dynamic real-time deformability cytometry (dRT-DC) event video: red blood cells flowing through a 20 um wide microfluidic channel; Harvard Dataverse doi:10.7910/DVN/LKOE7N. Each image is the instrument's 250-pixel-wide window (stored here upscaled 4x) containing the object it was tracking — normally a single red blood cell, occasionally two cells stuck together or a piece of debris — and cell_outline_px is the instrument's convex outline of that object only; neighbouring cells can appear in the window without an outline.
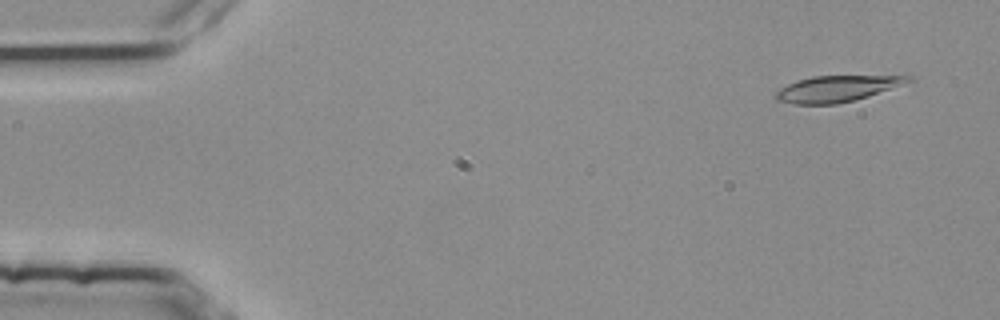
{"species": "common noctule bat (a hibernating species)", "species_latin": "Nyctalus noctula", "temperature_condition": "room temperature", "stored_images_in_passage": 54, "camera_frame_rate_fps": 3000, "um_per_image_px": 0.085, "animal": {"sex": "female", "body_mass_g": 25.1}, "frame": {"image": 1, "passage_image": 4, "time_ms": 1.0, "image_size_px": [1000, 320], "cell_outline_px": [[916, 80], [856, 100], [836, 104], [792, 104], [776, 100], [776, 92], [780, 88], [788, 84], [812, 76], [912, 76]], "centroid_in_image_um": [71.15, 7.54], "position_along_channel_um": 13.8, "area_um2": 20.0}}
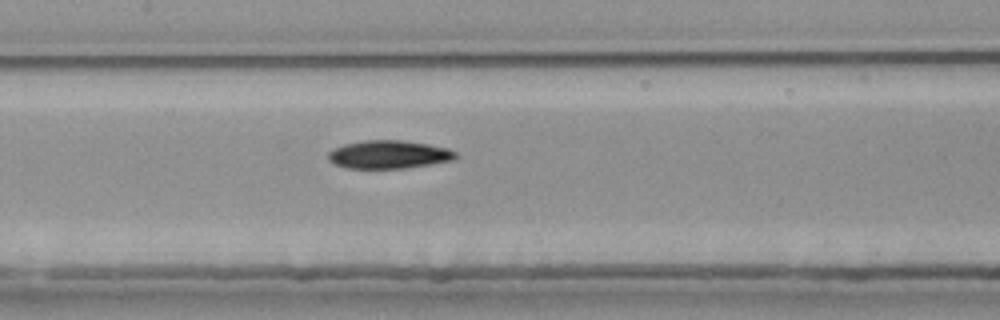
{"frame": {"image": 2, "passage_image": 26, "time_ms": 8.333, "image_size_px": [1000, 320], "cell_outline_px": [[460, 156], [452, 160], [404, 168], [348, 168], [336, 164], [328, 160], [328, 152], [344, 144], [364, 140], [400, 140], [428, 144], [448, 148], [456, 152]], "centroid_in_image_um": [33.06, 13.12], "position_along_channel_um": 174.3, "area_um2": 20.75}}
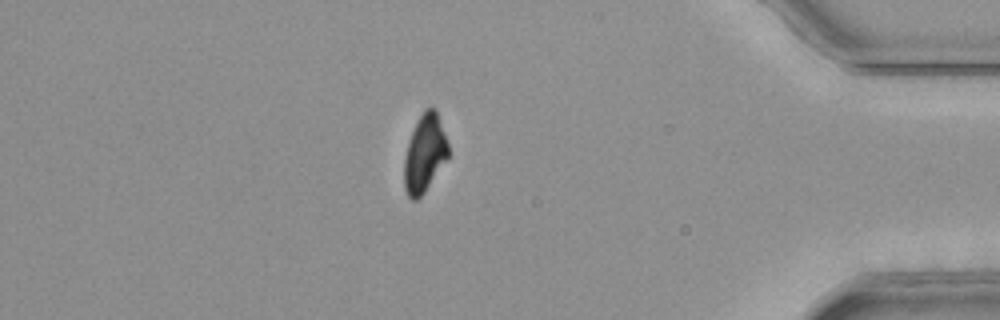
{"frame": {"image": 3, "passage_image": 47, "time_ms": 15.333, "image_size_px": [1000, 320], "cell_outline_px": [[448, 156], [424, 192], [416, 200], [412, 200], [408, 196], [404, 188], [404, 156], [412, 132], [424, 108], [436, 108], [448, 144]], "centroid_in_image_um": [36.08, 13.04], "position_along_channel_um": 399.1, "area_um2": 19.54}, "authors_computed_cell_mechanics": {"area_um2": 20.8369, "velocity_mm_per_s": 3.7939, "shape_relaxation_time_tau1_ms": null, "shape_relaxation_time_tau2_ms": 8.2623, "deformation_change_tau1": null, "deformation_change_tau2": 0.1348}}